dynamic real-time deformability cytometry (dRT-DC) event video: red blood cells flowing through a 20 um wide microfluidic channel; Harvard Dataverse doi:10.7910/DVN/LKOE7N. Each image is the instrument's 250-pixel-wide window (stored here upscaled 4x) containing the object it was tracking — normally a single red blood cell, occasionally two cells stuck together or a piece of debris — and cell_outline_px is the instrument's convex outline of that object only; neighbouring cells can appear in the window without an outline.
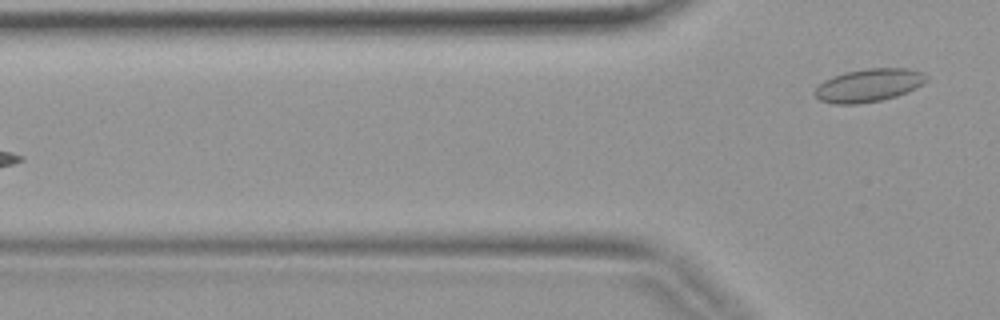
{"species": "common noctule bat (a hibernating species)", "species_latin": "Nyctalus noctula", "temperature_condition": "warm", "stored_images_in_passage": 4, "camera_frame_rate_fps": 3000, "um_per_image_px": 0.085, "animal": {"sex": "female", "body_mass_g": 19.9}, "frame": {"image": 1, "passage_image": 4, "time_ms": 1.0, "image_size_px": [1000, 320], "cell_outline_px": [[928, 80], [924, 84], [908, 92], [896, 96], [880, 100], [856, 104], [836, 104], [820, 100], [812, 92], [824, 80], [832, 76], [844, 72], [864, 68], [908, 68], [924, 72], [928, 76]], "centroid_in_image_um": [73.87, 7.23], "position_along_channel_um": 51.9, "area_um2": 21.73}}